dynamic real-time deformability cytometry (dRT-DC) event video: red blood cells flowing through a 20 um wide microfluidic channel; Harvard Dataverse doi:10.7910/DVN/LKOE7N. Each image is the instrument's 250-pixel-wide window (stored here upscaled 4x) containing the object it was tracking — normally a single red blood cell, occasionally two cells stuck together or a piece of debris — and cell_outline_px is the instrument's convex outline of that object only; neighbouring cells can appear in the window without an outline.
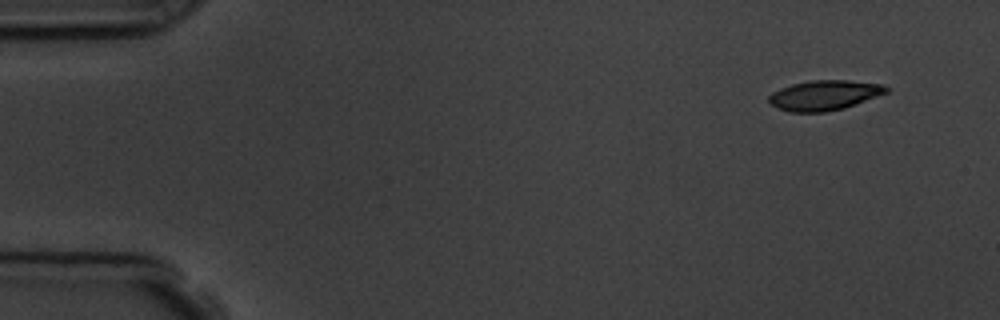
{"species": "common noctule bat (a hibernating species)", "species_latin": "Nyctalus noctula", "temperature_condition": "room temperature", "stored_images_in_passage": 5, "camera_frame_rate_fps": 3000, "um_per_image_px": 0.085, "animal": {"sex": "male", "body_mass_g": 19.5, "forearm_length_mm": 54.6}, "frame": {"image": 1, "passage_image": 1, "time_ms": 0.0, "image_size_px": [1000, 320], "cell_outline_px": [[892, 88], [888, 92], [844, 108], [824, 112], [788, 112], [772, 104], [768, 100], [768, 96], [772, 92], [780, 88], [792, 84], [812, 80], [848, 80], [884, 84]], "centroid_in_image_um": [70.1, 8.08], "position_along_channel_um": 14.9, "area_um2": 20.52}}
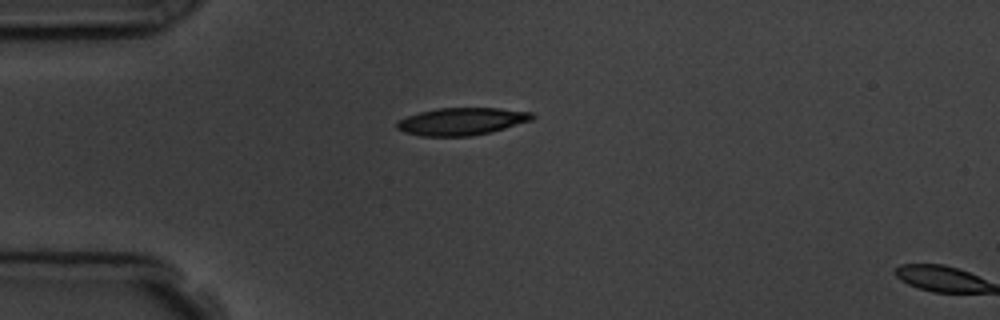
{"frame": {"image": 2, "passage_image": 4, "time_ms": 3.333, "image_size_px": [1000, 320], "cell_outline_px": [[536, 116], [532, 120], [492, 132], [472, 136], [420, 136], [404, 132], [396, 128], [396, 124], [400, 120], [408, 116], [420, 112], [436, 108], [500, 108], [532, 112]], "centroid_in_image_um": [39.27, 10.32], "position_along_channel_um": 45.7, "area_um2": 21.68}}